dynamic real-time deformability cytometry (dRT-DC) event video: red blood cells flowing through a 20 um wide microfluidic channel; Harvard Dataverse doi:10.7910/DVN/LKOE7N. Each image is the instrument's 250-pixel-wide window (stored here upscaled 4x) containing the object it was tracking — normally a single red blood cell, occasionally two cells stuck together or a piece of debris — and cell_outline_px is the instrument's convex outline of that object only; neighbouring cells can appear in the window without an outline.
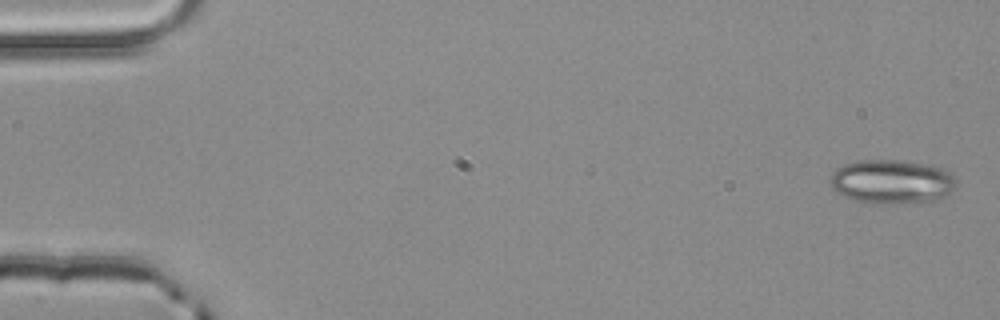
{"species": "common noctule bat (a hibernating species)", "species_latin": "Nyctalus noctula", "temperature_condition": "room temperature", "stored_images_in_passage": 4, "camera_frame_rate_fps": 3000, "um_per_image_px": 0.085, "animal": {"sex": "male", "body_mass_g": 20.4}, "frame": {"image": 1, "passage_image": 1, "time_ms": 0.0, "image_size_px": [1000, 320], "cell_outline_px": [[956, 184], [944, 196], [932, 200], [884, 204], [872, 204], [856, 200], [844, 196], [836, 192], [832, 188], [832, 172], [836, 168], [844, 164], [856, 160], [896, 160], [924, 164], [940, 168], [948, 172], [956, 180]], "centroid_in_image_um": [75.74, 15.43], "position_along_channel_um": 9.3, "area_um2": 31.85}}